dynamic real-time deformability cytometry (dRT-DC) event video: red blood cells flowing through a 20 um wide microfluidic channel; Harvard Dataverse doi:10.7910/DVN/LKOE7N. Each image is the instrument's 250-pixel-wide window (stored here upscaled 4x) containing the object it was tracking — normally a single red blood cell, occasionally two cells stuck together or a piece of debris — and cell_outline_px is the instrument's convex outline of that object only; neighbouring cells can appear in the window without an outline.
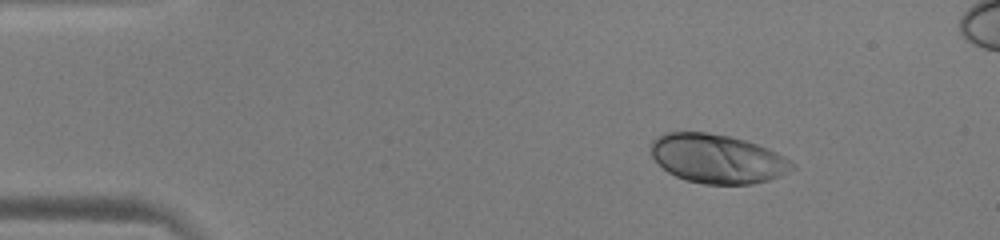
{"species": "human", "species_latin": "Homo sapiens", "temperature_condition": "warm", "stored_images_in_passage": 45, "camera_frame_rate_fps": 3000, "um_per_image_px": 0.085, "donor": {"sex": "male"}, "frame": {"image": 1, "passage_image": 1, "time_ms": 0.0, "image_size_px": [1000, 240], "cell_outline_px": [[796, 168], [780, 176], [768, 180], [752, 184], [704, 184], [684, 180], [668, 172], [652, 156], [652, 140], [656, 136], [664, 132], [708, 132], [728, 136], [744, 140], [768, 148], [792, 160], [796, 164]], "centroid_in_image_um": [61.0, 13.49], "position_along_channel_um": 24.0, "area_um2": 40.4}}
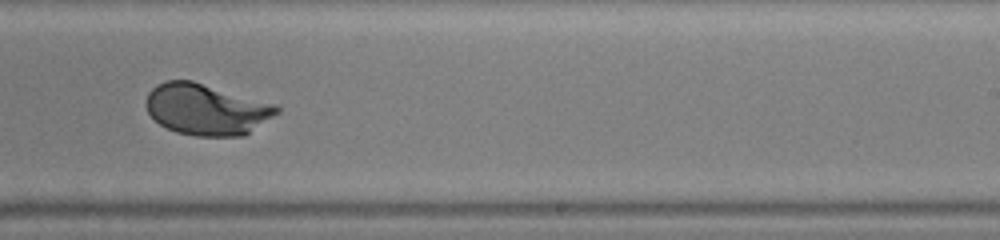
{"frame": {"image": 2, "passage_image": 26, "time_ms": 8.333, "image_size_px": [1000, 240], "cell_outline_px": [[280, 112], [244, 136], [196, 136], [176, 132], [160, 124], [148, 112], [144, 104], [148, 92], [156, 84], [164, 80], [192, 80], [276, 104], [280, 108]], "centroid_in_image_um": [17.54, 9.28], "position_along_channel_um": 271.5, "area_um2": 39.19}}
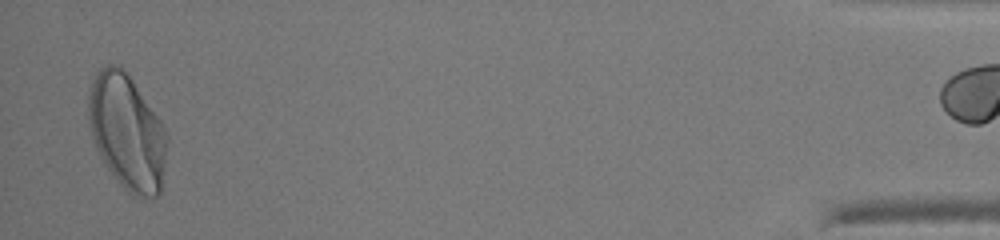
{"frame": {"image": 3, "passage_image": 44, "time_ms": 14.333, "image_size_px": [1000, 240], "cell_outline_px": [[168, 140], [160, 192], [156, 196], [132, 196], [120, 184], [108, 168], [96, 148], [92, 136], [88, 120], [88, 96], [92, 80], [96, 72], [104, 64], [120, 64], [128, 72], [160, 120], [168, 136]], "centroid_in_image_um": [10.79, 11.16], "position_along_channel_um": 424.4, "area_um2": 52.83}, "authors_computed_cell_mechanics": {"area_um2": 39.304, "velocity_mm_per_s": 3.9702, "shape_relaxation_time_tau1_ms": 2.419, "shape_relaxation_time_tau2_ms": null, "deformation_change_tau1": 0.1923, "deformation_change_tau2": null}}